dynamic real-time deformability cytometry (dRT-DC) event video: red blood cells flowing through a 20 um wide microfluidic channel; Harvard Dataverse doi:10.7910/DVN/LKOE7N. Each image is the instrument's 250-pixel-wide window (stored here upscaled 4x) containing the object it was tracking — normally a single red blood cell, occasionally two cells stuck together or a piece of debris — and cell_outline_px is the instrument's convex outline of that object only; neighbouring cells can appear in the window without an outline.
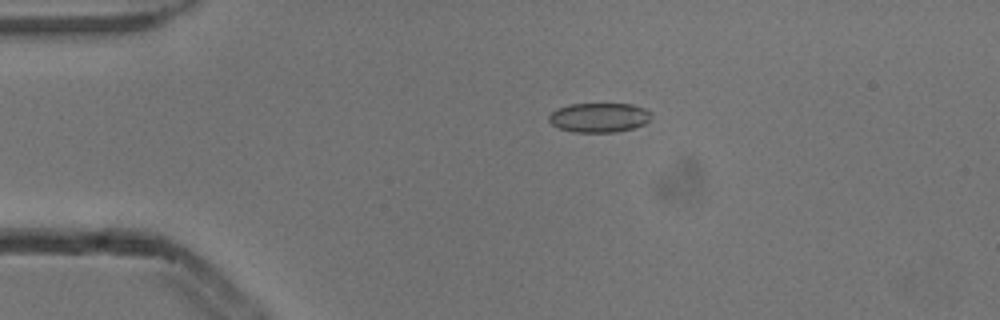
{"species": "common noctule bat (a hibernating species)", "species_latin": "Nyctalus noctula", "temperature_condition": "cold", "stored_images_in_passage": 5, "camera_frame_rate_fps": 3000, "um_per_image_px": 0.085, "animal": {"sex": "male", "body_mass_g": 13.3}, "frame": {"image": 1, "passage_image": 5, "time_ms": 1.333, "image_size_px": [1000, 320], "cell_outline_px": [[652, 116], [644, 124], [632, 128], [616, 132], [572, 132], [560, 128], [552, 124], [548, 120], [548, 116], [556, 108], [572, 104], [632, 104], [644, 108], [652, 112]], "centroid_in_image_um": [50.92, 9.99], "position_along_channel_um": 34.1, "area_um2": 17.57}}